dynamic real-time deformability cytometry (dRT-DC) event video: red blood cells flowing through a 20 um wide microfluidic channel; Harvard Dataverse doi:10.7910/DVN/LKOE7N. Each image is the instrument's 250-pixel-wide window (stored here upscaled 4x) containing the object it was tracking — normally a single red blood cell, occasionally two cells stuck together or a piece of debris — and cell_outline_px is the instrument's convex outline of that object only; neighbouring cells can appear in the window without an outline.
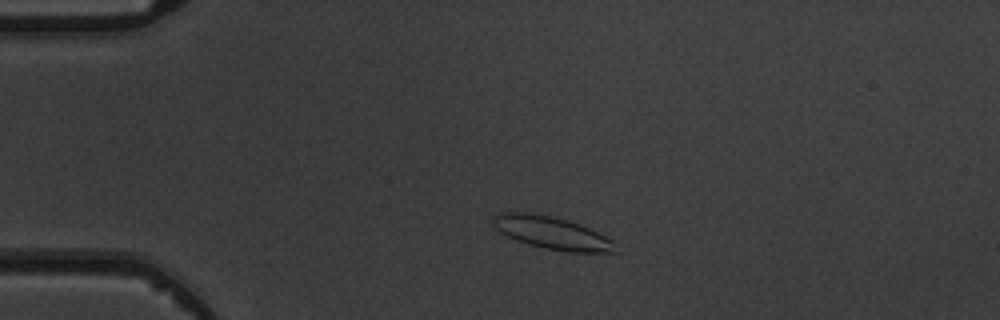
{"species": "common noctule bat (a hibernating species)", "species_latin": "Nyctalus noctula", "temperature_condition": "warm", "stored_images_in_passage": 2, "camera_frame_rate_fps": 3000, "um_per_image_px": 0.085, "animal": {"sex": "male", "body_mass_g": 19.5, "forearm_length_mm": 54.6}, "frame": {"image": 1, "passage_image": 1, "time_ms": 0.0, "image_size_px": [1000, 320], "cell_outline_px": [[616, 252], [568, 252], [544, 248], [528, 244], [516, 240], [500, 232], [492, 224], [492, 216], [496, 212], [528, 212], [552, 216], [588, 228], [612, 240]], "centroid_in_image_um": [46.82, 19.78], "position_along_channel_um": 38.2, "area_um2": 22.89}}